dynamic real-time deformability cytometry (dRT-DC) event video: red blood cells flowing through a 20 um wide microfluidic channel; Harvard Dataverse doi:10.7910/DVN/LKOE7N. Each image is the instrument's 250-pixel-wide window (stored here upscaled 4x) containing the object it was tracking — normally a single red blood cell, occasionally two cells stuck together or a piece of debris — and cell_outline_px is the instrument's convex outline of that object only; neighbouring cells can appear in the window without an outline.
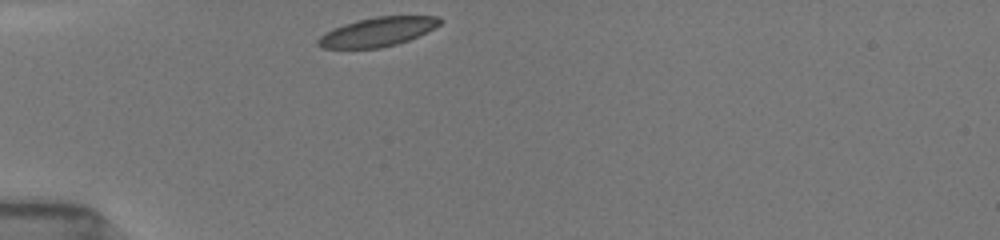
{"species": "common noctule bat (a hibernating species)", "species_latin": "Nyctalus noctula", "temperature_condition": "room temperature", "stored_images_in_passage": 5, "camera_frame_rate_fps": 3000, "um_per_image_px": 0.085, "animal": {"sex": "female", "body_mass_g": 19.5, "forearm_length_mm": 54.1}, "frame": {"image": 1, "passage_image": 1, "time_ms": 0.0, "image_size_px": [1000, 240], "cell_outline_px": [[440, 24], [408, 40], [396, 44], [380, 48], [320, 48], [316, 44], [316, 40], [324, 32], [332, 28], [356, 20], [376, 16], [440, 16]], "centroid_in_image_um": [32.01, 2.7], "position_along_channel_um": 53.0, "area_um2": 20.52}}
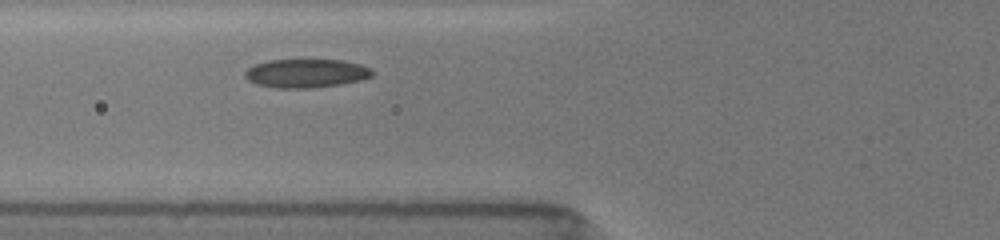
{"frame": {"image": 2, "passage_image": 5, "time_ms": 1.667, "image_size_px": [1000, 240], "cell_outline_px": [[376, 72], [372, 76], [364, 80], [340, 84], [308, 88], [280, 88], [256, 84], [248, 80], [244, 76], [244, 72], [252, 64], [268, 60], [300, 56], [340, 60], [360, 64], [372, 68]], "centroid_in_image_um": [26.03, 6.17], "position_along_channel_um": 99.8, "area_um2": 22.48}}